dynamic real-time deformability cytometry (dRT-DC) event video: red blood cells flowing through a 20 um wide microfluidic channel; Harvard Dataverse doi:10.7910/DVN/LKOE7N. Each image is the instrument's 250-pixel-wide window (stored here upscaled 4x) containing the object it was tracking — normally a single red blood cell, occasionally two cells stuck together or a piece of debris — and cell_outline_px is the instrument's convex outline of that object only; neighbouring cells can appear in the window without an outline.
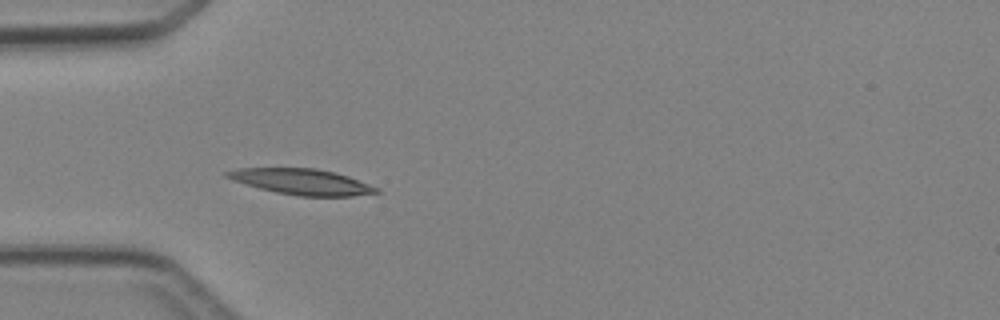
{"species": "Egyptian fruit bat (a non-hibernating species)", "species_latin": "Rousettus aegyptiacus", "temperature_condition": "cold", "stored_images_in_passage": 4, "camera_frame_rate_fps": 3000, "um_per_image_px": 0.085, "animal": {"sex": "female"}, "frame": {"image": 1, "passage_image": 4, "time_ms": 4.667, "image_size_px": [1000, 320], "cell_outline_px": [[380, 192], [352, 196], [300, 196], [276, 192], [260, 188], [232, 180], [224, 176], [224, 172], [240, 168], [316, 168], [348, 176], [380, 188]], "centroid_in_image_um": [25.65, 15.45], "position_along_channel_um": 59.3, "area_um2": 22.25}}